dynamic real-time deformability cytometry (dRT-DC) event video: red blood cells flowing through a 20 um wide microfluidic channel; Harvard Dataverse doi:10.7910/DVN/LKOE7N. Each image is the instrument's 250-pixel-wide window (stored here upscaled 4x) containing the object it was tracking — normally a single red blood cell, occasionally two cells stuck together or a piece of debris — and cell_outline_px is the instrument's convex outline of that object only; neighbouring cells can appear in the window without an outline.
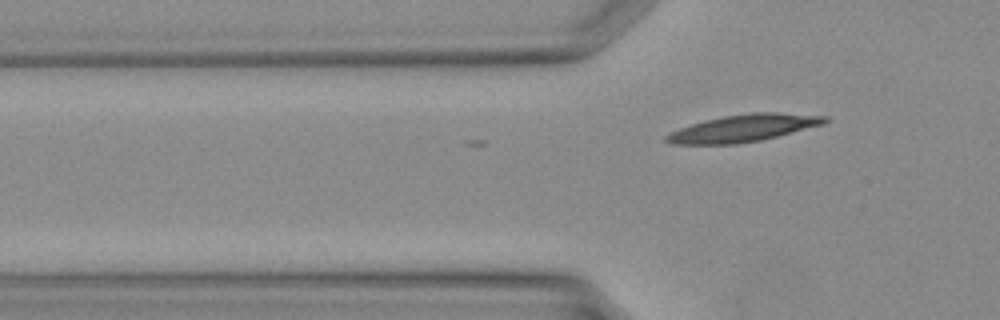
{"species": "Egyptian fruit bat (a non-hibernating species)", "species_latin": "Rousettus aegyptiacus", "temperature_condition": "warm", "stored_images_in_passage": 3, "camera_frame_rate_fps": 3000, "um_per_image_px": 0.085, "animal": {"sex": "female"}, "frame": {"image": 1, "passage_image": 3, "time_ms": 0.667, "image_size_px": [1000, 320], "cell_outline_px": [[828, 120], [824, 124], [760, 140], [736, 144], [672, 144], [664, 140], [664, 136], [680, 128], [704, 120], [724, 116], [752, 112], [776, 112], [828, 116]], "centroid_in_image_um": [63.18, 10.89], "position_along_channel_um": 62.6, "area_um2": 24.85}}